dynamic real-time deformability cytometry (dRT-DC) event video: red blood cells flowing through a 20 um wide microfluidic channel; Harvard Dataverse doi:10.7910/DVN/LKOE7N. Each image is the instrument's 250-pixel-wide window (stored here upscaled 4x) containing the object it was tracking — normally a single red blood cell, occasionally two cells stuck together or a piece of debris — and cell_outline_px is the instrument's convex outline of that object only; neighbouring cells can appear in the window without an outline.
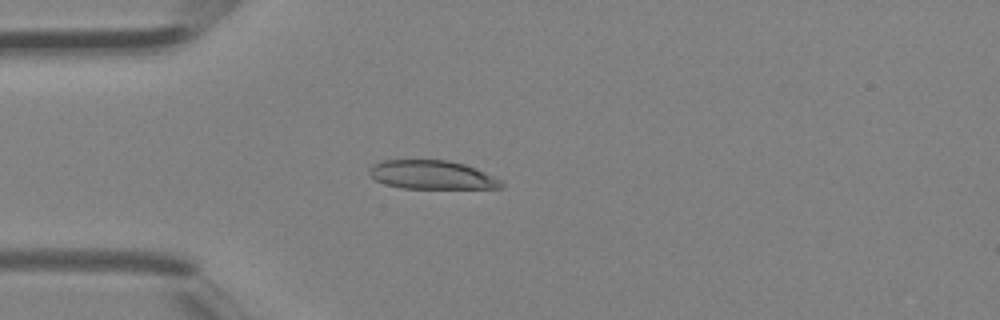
{"species": "Egyptian fruit bat (a non-hibernating species)", "species_latin": "Rousettus aegyptiacus", "temperature_condition": "room temperature", "stored_images_in_passage": 3, "camera_frame_rate_fps": 3000, "um_per_image_px": 0.085, "animal": {"sex": "female"}, "frame": {"image": 1, "passage_image": 3, "time_ms": 0.667, "image_size_px": [1000, 320], "cell_outline_px": [[504, 188], [400, 188], [384, 184], [376, 180], [368, 172], [368, 168], [372, 164], [384, 160], [448, 160], [464, 164], [476, 168], [504, 180]], "centroid_in_image_um": [36.74, 14.86], "position_along_channel_um": 48.3, "area_um2": 22.31}}